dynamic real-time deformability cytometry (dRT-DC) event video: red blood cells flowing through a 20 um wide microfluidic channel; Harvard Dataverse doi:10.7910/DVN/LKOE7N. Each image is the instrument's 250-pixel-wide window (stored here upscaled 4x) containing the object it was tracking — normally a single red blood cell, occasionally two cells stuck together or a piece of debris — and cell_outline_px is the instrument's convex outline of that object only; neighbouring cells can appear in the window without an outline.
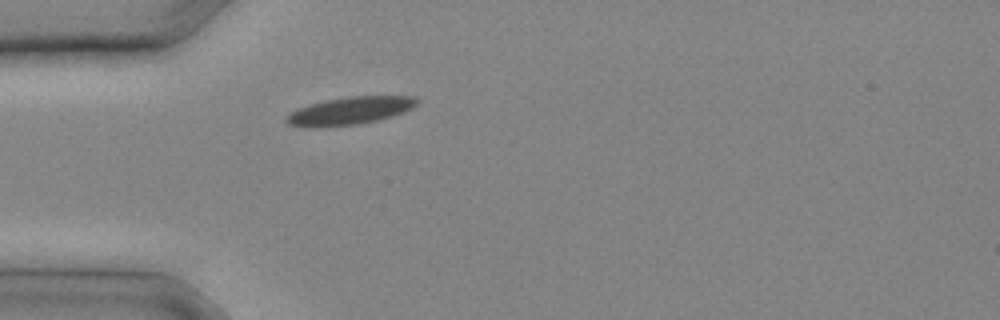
{"species": "common noctule bat (a hibernating species)", "species_latin": "Nyctalus noctula", "temperature_condition": "cold", "stored_images_in_passage": 3, "camera_frame_rate_fps": 3000, "um_per_image_px": 0.085, "animal": {"sex": "male", "body_mass_g": 20.4}, "frame": {"image": 1, "passage_image": 1, "time_ms": 0.0, "image_size_px": [1000, 320], "cell_outline_px": [[420, 100], [412, 108], [404, 112], [376, 120], [356, 124], [316, 128], [304, 128], [288, 124], [284, 120], [284, 116], [296, 108], [328, 100], [348, 96], [416, 96]], "centroid_in_image_um": [29.68, 9.42], "position_along_channel_um": 55.3, "area_um2": 21.15}}